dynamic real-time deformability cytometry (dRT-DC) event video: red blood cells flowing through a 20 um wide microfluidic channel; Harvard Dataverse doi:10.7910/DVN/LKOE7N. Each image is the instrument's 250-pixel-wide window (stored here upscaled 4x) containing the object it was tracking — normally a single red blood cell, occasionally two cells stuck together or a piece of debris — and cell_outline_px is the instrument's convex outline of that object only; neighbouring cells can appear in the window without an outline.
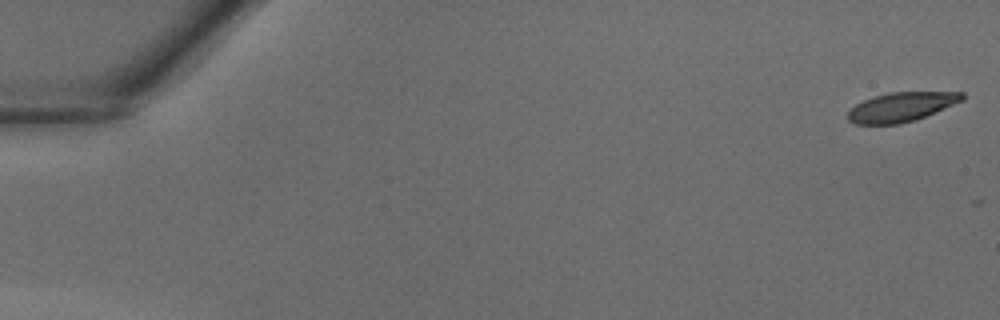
{"species": "common noctule bat (a hibernating species)", "species_latin": "Nyctalus noctula", "temperature_condition": "warm", "stored_images_in_passage": 8, "camera_frame_rate_fps": 3000, "um_per_image_px": 0.085, "animal": {"sex": "male", "body_mass_g": 18.8}, "frame": {"image": 1, "passage_image": 1, "time_ms": 0.0, "image_size_px": [1000, 320], "cell_outline_px": [[964, 100], [916, 120], [900, 124], [856, 124], [848, 120], [848, 112], [856, 104], [864, 100], [876, 96], [892, 92], [964, 92]], "centroid_in_image_um": [76.63, 9.1], "position_along_channel_um": 8.4, "area_um2": 19.36}}